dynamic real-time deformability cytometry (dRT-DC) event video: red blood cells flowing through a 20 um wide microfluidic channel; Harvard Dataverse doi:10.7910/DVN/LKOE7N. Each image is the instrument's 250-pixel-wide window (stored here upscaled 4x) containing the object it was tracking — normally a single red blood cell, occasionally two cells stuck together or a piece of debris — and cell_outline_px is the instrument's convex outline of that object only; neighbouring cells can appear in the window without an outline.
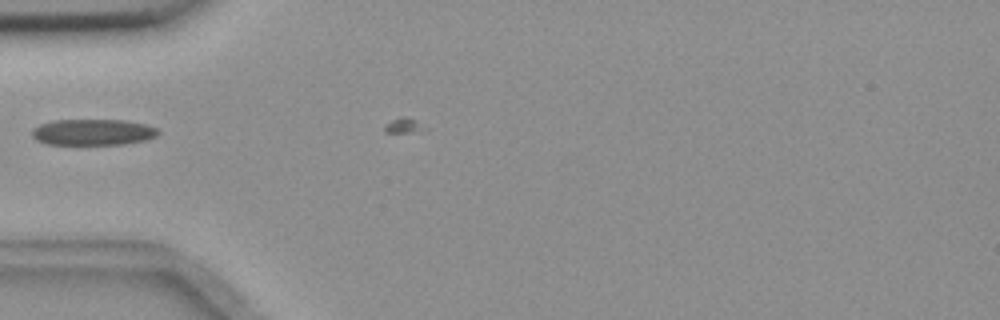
{"species": "common noctule bat (a hibernating species)", "species_latin": "Nyctalus noctula", "temperature_condition": "room temperature", "stored_images_in_passage": 7, "camera_frame_rate_fps": 3000, "um_per_image_px": 0.085, "animal": {"sex": "female", "body_mass_g": 18.4}, "frame": {"image": 1, "passage_image": 6, "time_ms": 1.667, "image_size_px": [1000, 320], "cell_outline_px": [[160, 132], [156, 136], [144, 140], [124, 144], [48, 144], [36, 140], [32, 136], [32, 128], [40, 124], [52, 120], [124, 120], [144, 124], [156, 128]], "centroid_in_image_um": [7.87, 11.23], "position_along_channel_um": 77.1, "area_um2": 19.13}}